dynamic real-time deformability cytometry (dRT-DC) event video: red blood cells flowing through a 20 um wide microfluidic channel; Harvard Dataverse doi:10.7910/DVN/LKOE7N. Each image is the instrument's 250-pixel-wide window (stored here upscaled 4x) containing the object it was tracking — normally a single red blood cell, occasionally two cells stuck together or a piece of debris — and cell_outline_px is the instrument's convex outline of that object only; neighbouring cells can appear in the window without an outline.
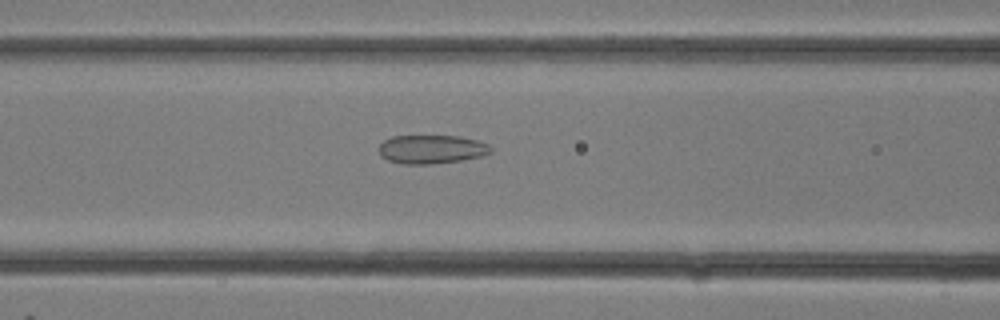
{"species": "common noctule bat (a hibernating species)", "species_latin": "Nyctalus noctula", "temperature_condition": "room temperature", "stored_images_in_passage": 27, "camera_frame_rate_fps": 3000, "um_per_image_px": 0.085, "animal": {"sex": "female"}, "frame": {"image": 1, "passage_image": 10, "time_ms": 3.0, "image_size_px": [1000, 320], "cell_outline_px": [[492, 152], [480, 156], [460, 160], [432, 164], [404, 164], [388, 160], [380, 156], [380, 144], [384, 140], [392, 136], [460, 136], [476, 140], [488, 144], [492, 148]], "centroid_in_image_um": [36.67, 12.68], "position_along_channel_um": 129.9, "area_um2": 18.61}}
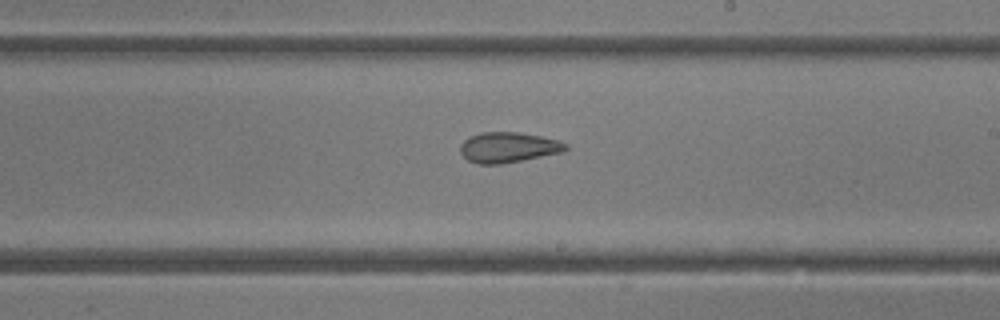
{"frame": {"image": 2, "passage_image": 15, "time_ms": 4.667, "image_size_px": [1000, 320], "cell_outline_px": [[568, 148], [560, 152], [500, 164], [476, 164], [468, 160], [460, 152], [460, 144], [468, 136], [480, 132], [520, 132], [560, 140], [568, 144]], "centroid_in_image_um": [43.16, 12.51], "position_along_channel_um": 245.8, "area_um2": 18.61}}
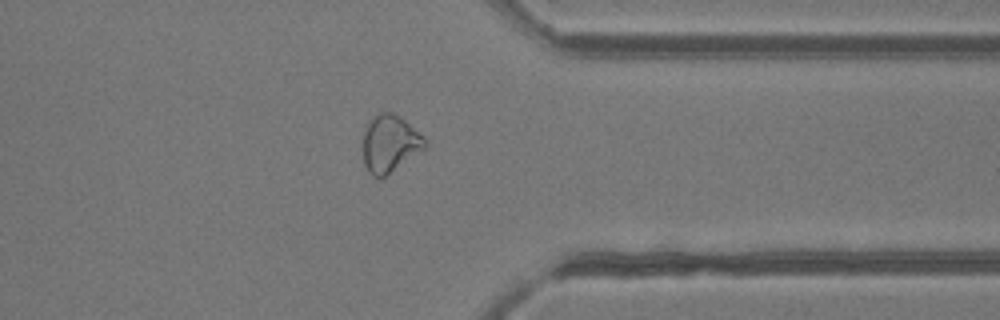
{"frame": {"image": 3, "passage_image": 21, "time_ms": 6.667, "image_size_px": [1000, 320], "cell_outline_px": [[428, 144], [424, 148], [384, 176], [372, 176], [368, 172], [364, 164], [364, 132], [368, 124], [376, 112], [392, 112], [404, 120], [424, 136], [428, 140]], "centroid_in_image_um": [33.14, 12.17], "position_along_channel_um": 378.3, "area_um2": 20.17}}